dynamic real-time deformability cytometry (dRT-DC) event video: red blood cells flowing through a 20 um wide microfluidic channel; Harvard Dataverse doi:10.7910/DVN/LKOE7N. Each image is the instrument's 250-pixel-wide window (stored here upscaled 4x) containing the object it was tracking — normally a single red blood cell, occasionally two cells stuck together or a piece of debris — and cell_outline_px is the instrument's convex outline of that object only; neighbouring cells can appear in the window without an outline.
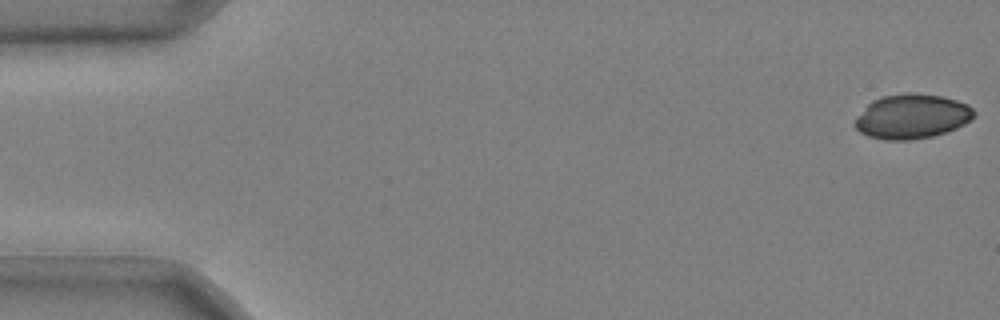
{"species": "common noctule bat (a hibernating species)", "species_latin": "Nyctalus noctula", "temperature_condition": "cold", "stored_images_in_passage": 48, "camera_frame_rate_fps": 3000, "um_per_image_px": 0.085, "animal": {"sex": "male", "body_mass_g": 20.4}, "frame": {"image": 1, "passage_image": 1, "time_ms": 0.0, "image_size_px": [1000, 320], "cell_outline_px": [[976, 112], [972, 120], [956, 128], [932, 136], [908, 140], [884, 140], [868, 136], [860, 132], [852, 124], [856, 116], [872, 100], [880, 96], [940, 96], [956, 100], [968, 104]], "centroid_in_image_um": [77.49, 9.94], "position_along_channel_um": 7.5, "area_um2": 30.23}}
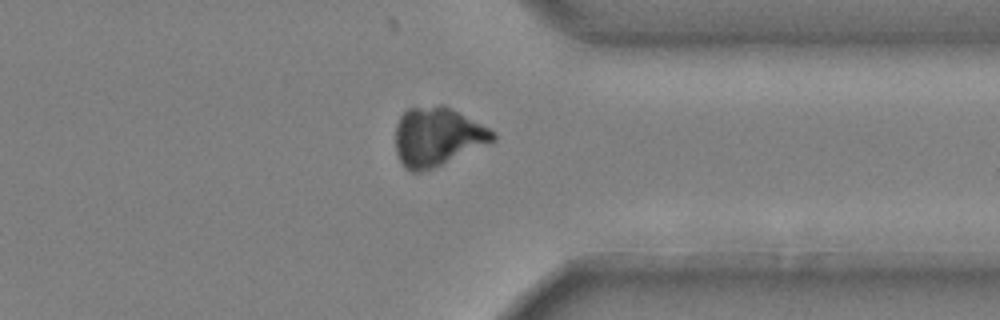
{"frame": {"image": 2, "passage_image": 42, "time_ms": 13.667, "image_size_px": [1000, 320], "cell_outline_px": [[496, 140], [432, 168], [420, 172], [412, 172], [404, 168], [396, 152], [396, 124], [400, 116], [408, 108], [440, 104], [444, 104], [496, 132]], "centroid_in_image_um": [37.15, 11.6], "position_along_channel_um": 374.2, "area_um2": 33.18}}
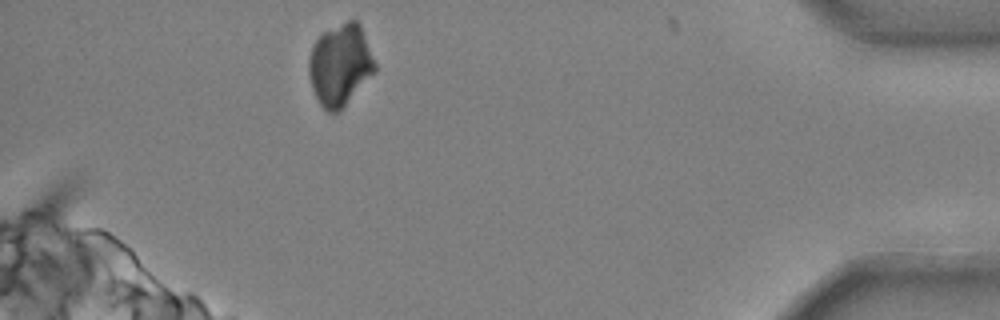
{"frame": {"image": 3, "passage_image": 48, "time_ms": 15.667, "image_size_px": [1000, 320], "cell_outline_px": [[376, 72], [340, 112], [328, 112], [320, 104], [312, 88], [308, 72], [308, 60], [312, 44], [324, 32], [348, 20], [356, 20], [360, 24], [376, 64]], "centroid_in_image_um": [28.92, 5.54], "position_along_channel_um": 406.3, "area_um2": 31.56}}